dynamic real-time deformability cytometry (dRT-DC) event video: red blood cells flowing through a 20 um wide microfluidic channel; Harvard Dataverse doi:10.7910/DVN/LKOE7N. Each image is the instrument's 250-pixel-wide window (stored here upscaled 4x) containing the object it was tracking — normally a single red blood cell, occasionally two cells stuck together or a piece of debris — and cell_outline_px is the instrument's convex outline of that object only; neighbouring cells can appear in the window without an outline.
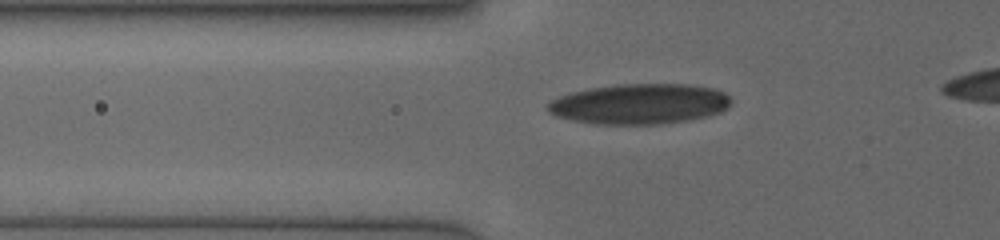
{"species": "human", "species_latin": "Homo sapiens", "temperature_condition": "cold", "stored_images_in_passage": 14, "camera_frame_rate_fps": 3000, "um_per_image_px": 0.085, "donor": {"sex": "female"}, "frame": {"image": 1, "passage_image": 2, "time_ms": 0.667, "image_size_px": [1000, 240], "cell_outline_px": [[732, 104], [728, 108], [720, 112], [708, 116], [688, 120], [652, 124], [596, 124], [572, 120], [556, 116], [548, 112], [548, 104], [552, 100], [568, 92], [588, 88], [616, 84], [688, 84], [716, 88], [724, 92], [732, 100]], "centroid_in_image_um": [54.38, 8.82], "position_along_channel_um": 71.4, "area_um2": 43.35}}
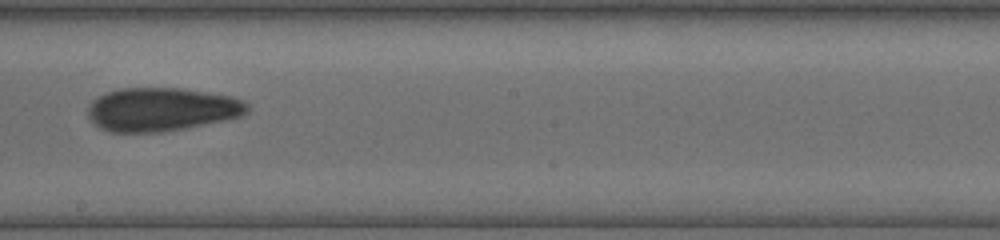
{"frame": {"image": 2, "passage_image": 6, "time_ms": 4.667, "image_size_px": [1000, 240], "cell_outline_px": [[248, 112], [244, 116], [184, 128], [156, 132], [108, 132], [100, 128], [88, 116], [88, 104], [92, 100], [108, 92], [120, 88], [184, 88], [232, 96], [244, 100], [248, 104]], "centroid_in_image_um": [13.76, 9.29], "position_along_channel_um": 234.4, "area_um2": 40.46}}
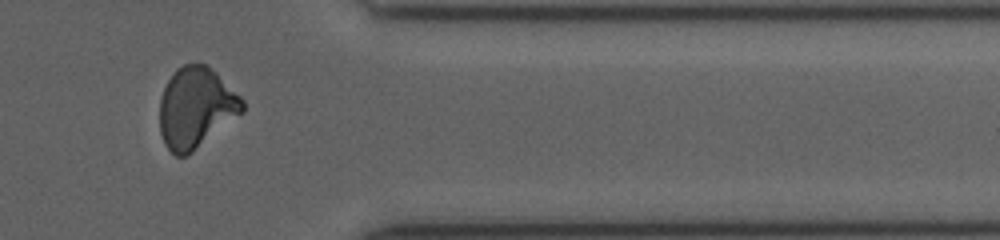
{"frame": {"image": 3, "passage_image": 12, "time_ms": 8.667, "image_size_px": [1000, 240], "cell_outline_px": [[244, 112], [192, 152], [184, 156], [176, 156], [168, 148], [160, 132], [160, 100], [164, 88], [168, 80], [176, 68], [184, 64], [196, 60], [204, 64], [240, 96], [244, 100]], "centroid_in_image_um": [16.64, 9.14], "position_along_channel_um": 394.8, "area_um2": 38.55}}